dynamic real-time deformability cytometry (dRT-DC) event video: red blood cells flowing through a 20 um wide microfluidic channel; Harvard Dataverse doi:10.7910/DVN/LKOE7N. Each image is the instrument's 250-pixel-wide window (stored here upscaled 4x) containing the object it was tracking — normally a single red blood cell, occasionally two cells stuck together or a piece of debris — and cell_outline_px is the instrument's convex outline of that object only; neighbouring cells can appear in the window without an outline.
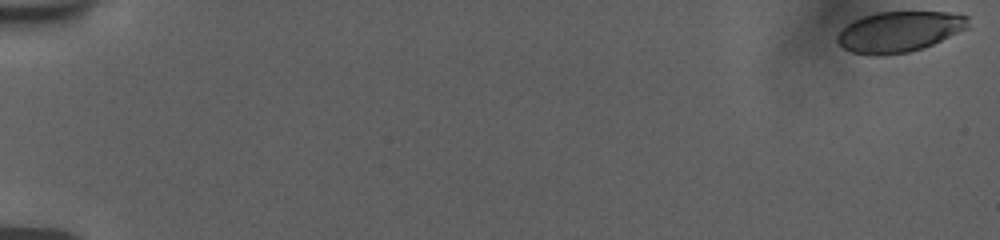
{"species": "human", "species_latin": "Homo sapiens", "temperature_condition": "room temperature", "stored_images_in_passage": 56, "camera_frame_rate_fps": 3000, "um_per_image_px": 0.085, "donor": {"sex": "female"}, "frame": {"image": 1, "passage_image": 1, "time_ms": 0.0, "image_size_px": [1000, 240], "cell_outline_px": [[968, 28], [924, 48], [908, 52], [884, 56], [876, 56], [852, 52], [844, 48], [836, 40], [836, 36], [852, 20], [876, 12], [960, 12], [968, 16]], "centroid_in_image_um": [76.46, 2.69], "position_along_channel_um": 8.5, "area_um2": 31.15}}
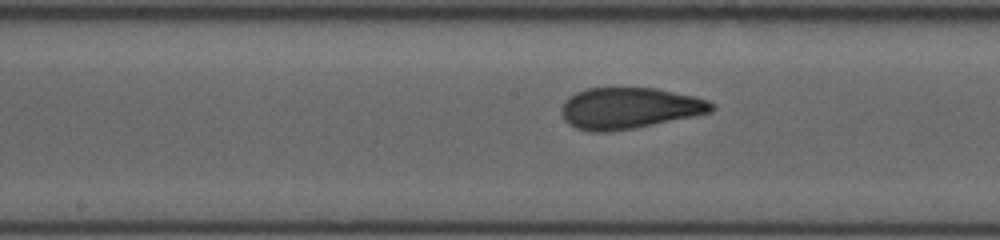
{"frame": {"image": 2, "passage_image": 31, "time_ms": 10.0, "image_size_px": [1000, 240], "cell_outline_px": [[716, 108], [712, 112], [632, 128], [608, 132], [592, 132], [576, 128], [568, 124], [564, 120], [560, 108], [564, 100], [568, 96], [576, 92], [588, 88], [656, 88], [692, 96], [708, 100], [716, 104]], "centroid_in_image_um": [53.45, 9.19], "position_along_channel_um": 194.8, "area_um2": 36.01}}
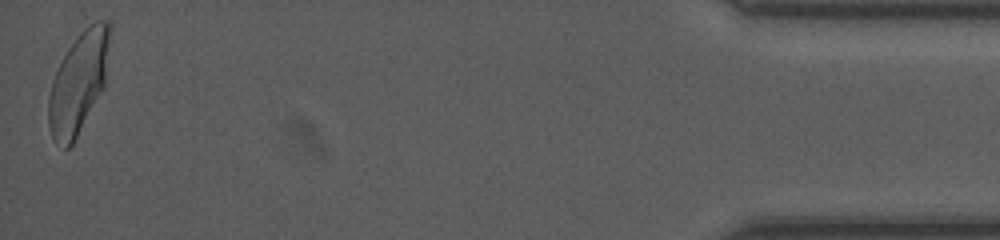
{"frame": {"image": 3, "passage_image": 56, "time_ms": 18.333, "image_size_px": [1000, 240], "cell_outline_px": [[112, 32], [104, 84], [72, 144], [68, 148], [64, 148], [56, 144], [52, 136], [48, 124], [48, 100], [52, 80], [68, 48], [80, 32], [88, 24], [96, 20], [108, 20], [112, 24]], "centroid_in_image_um": [6.69, 6.94], "position_along_channel_um": 428.5, "area_um2": 35.72}, "authors_computed_cell_mechanics": {"area_um2": 35.2291, "velocity_mm_per_s": 3.7673, "shape_relaxation_time_tau1_ms": 5.5749, "shape_relaxation_time_tau2_ms": 0.9871, "deformation_change_tau1": 0.1959, "deformation_change_tau2": 0.0793}}